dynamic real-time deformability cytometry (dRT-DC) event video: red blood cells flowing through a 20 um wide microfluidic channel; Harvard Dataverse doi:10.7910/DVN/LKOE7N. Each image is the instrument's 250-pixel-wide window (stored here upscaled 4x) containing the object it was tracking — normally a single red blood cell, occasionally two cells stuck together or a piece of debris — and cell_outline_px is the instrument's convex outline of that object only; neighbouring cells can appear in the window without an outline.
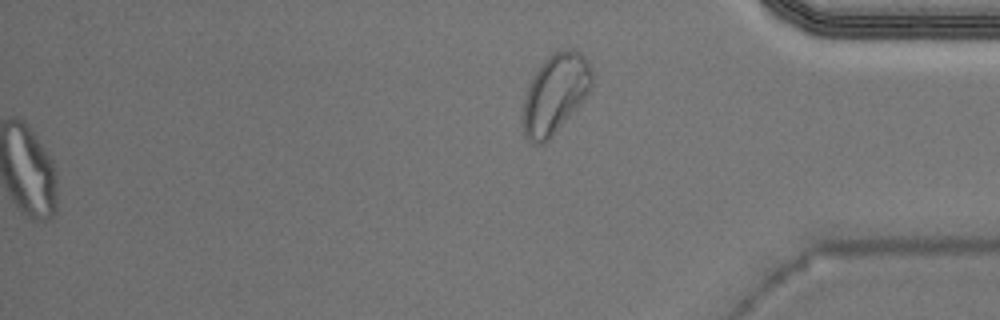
{"species": "Egyptian fruit bat (a non-hibernating species)", "species_latin": "Rousettus aegyptiacus", "temperature_condition": "warm", "stored_images_in_passage": 52, "segment_of_instrument_passage": [2, 2], "camera_frame_rate_fps": 3000, "um_per_image_px": 0.085, "animal": {"sex": "male"}, "frame": {"image": 1, "passage_image": 52, "time_ms": 17.0, "image_size_px": [1000, 320], "cell_outline_px": [[592, 88], [584, 100], [552, 136], [548, 140], [540, 144], [532, 144], [528, 140], [524, 132], [524, 100], [528, 88], [536, 72], [544, 60], [552, 52], [572, 48], [576, 48], [588, 60], [592, 68]], "centroid_in_image_um": [47.24, 7.94], "position_along_channel_um": 388.0, "area_um2": 31.73}}